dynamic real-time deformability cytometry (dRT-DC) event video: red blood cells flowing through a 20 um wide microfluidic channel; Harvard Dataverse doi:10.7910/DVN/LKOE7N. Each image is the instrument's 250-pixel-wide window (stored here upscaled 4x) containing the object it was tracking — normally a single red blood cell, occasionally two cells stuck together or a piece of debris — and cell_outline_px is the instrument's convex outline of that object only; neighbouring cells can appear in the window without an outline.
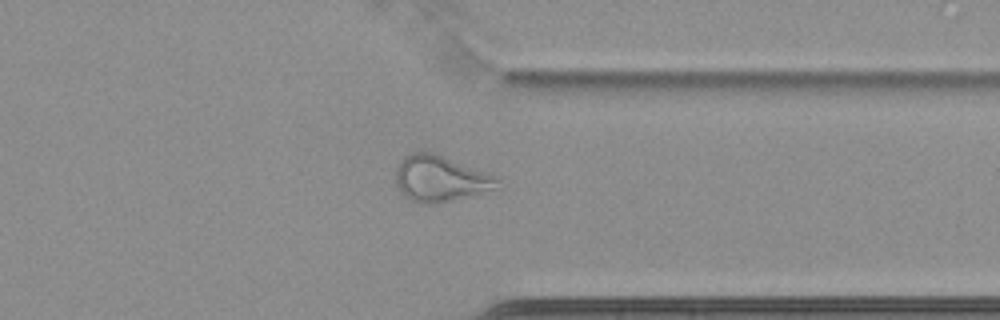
{"species": "common noctule bat (a hibernating species)", "species_latin": "Nyctalus noctula", "temperature_condition": "cold", "stored_images_in_passage": 42, "camera_frame_rate_fps": 3000, "um_per_image_px": 0.085, "animal": {"sex": "female", "body_mass_g": 22.7, "forearm_length_mm": 54.2}, "frame": {"image": 1, "passage_image": 30, "time_ms": 9.667, "image_size_px": [1000, 320], "cell_outline_px": [[500, 188], [436, 204], [420, 204], [404, 196], [400, 192], [396, 184], [396, 168], [400, 160], [404, 156], [412, 152], [432, 152], [444, 156], [500, 176]], "centroid_in_image_um": [37.46, 15.18], "position_along_channel_um": 373.9, "area_um2": 27.69}}
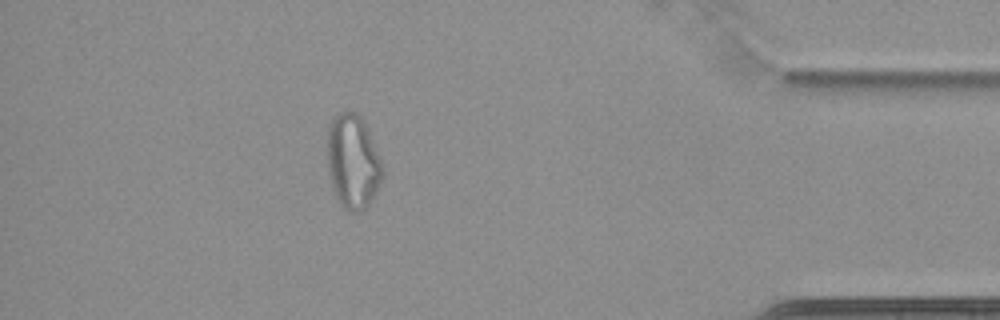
{"frame": {"image": 2, "passage_image": 36, "time_ms": 11.667, "image_size_px": [1000, 320], "cell_outline_px": [[384, 176], [368, 204], [360, 212], [348, 212], [340, 204], [332, 188], [328, 172], [328, 124], [332, 116], [344, 108], [356, 112], [360, 116], [368, 128], [384, 168]], "centroid_in_image_um": [29.98, 13.68], "position_along_channel_um": 405.2, "area_um2": 30.75}, "authors_computed_cell_mechanics": {"area_um2": 25.721, "velocity_mm_per_s": 3.4866, "shape_relaxation_time_tau1_ms": null, "shape_relaxation_time_tau2_ms": 4.1346, "deformation_change_tau1": null, "deformation_change_tau2": 0.1094}}